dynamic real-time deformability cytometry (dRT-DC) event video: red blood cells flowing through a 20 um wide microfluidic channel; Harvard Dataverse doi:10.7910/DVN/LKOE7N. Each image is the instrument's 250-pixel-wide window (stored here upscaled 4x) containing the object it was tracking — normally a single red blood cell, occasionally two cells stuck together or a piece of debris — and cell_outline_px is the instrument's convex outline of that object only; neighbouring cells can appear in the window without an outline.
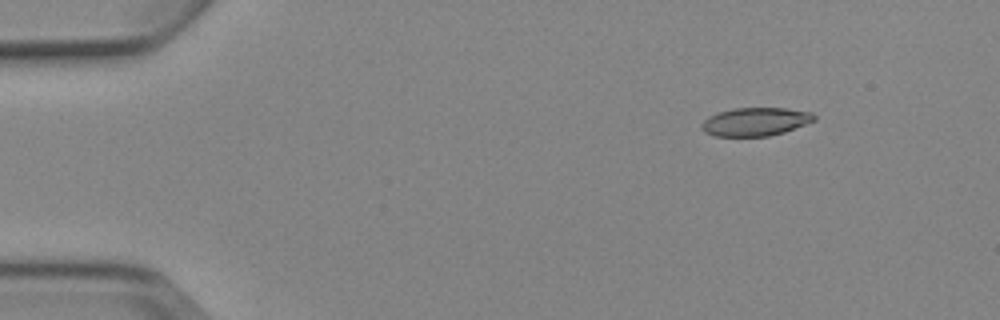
{"species": "Egyptian fruit bat (a non-hibernating species)", "species_latin": "Rousettus aegyptiacus", "temperature_condition": "cold", "stored_images_in_passage": 9, "camera_frame_rate_fps": 3000, "um_per_image_px": 0.085, "animal": {"sex": "female"}, "frame": {"image": 1, "passage_image": 2, "time_ms": 1.0, "image_size_px": [1000, 320], "cell_outline_px": [[816, 120], [784, 132], [768, 136], [712, 136], [704, 132], [700, 128], [700, 124], [708, 116], [720, 112], [736, 108], [784, 108], [812, 112], [816, 116]], "centroid_in_image_um": [64.19, 10.35], "position_along_channel_um": 20.8, "area_um2": 18.61}}
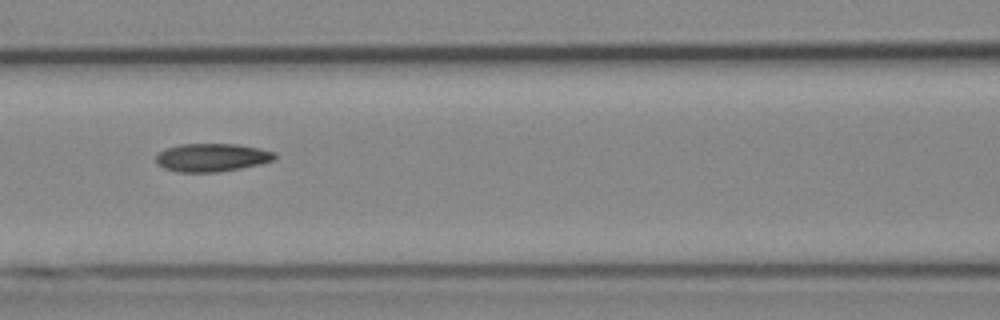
{"frame": {"image": 2, "passage_image": 7, "time_ms": 6.667, "image_size_px": [1000, 320], "cell_outline_px": [[276, 160], [260, 164], [220, 172], [176, 172], [164, 168], [156, 164], [156, 152], [164, 148], [180, 144], [236, 144], [260, 148], [276, 152]], "centroid_in_image_um": [17.99, 13.38], "position_along_channel_um": 148.6, "area_um2": 19.83}}
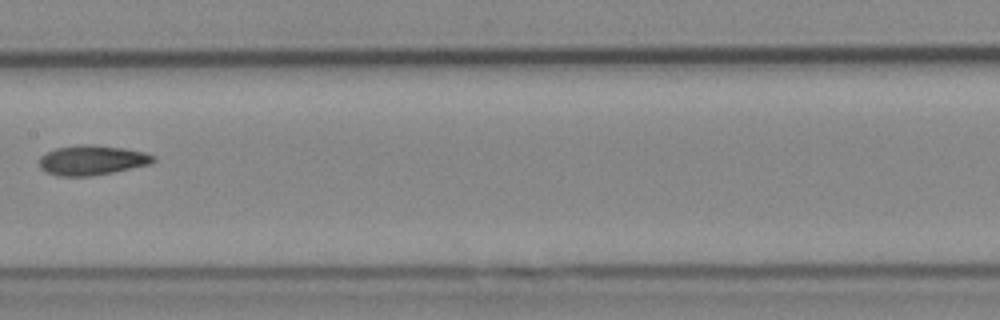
{"frame": {"image": 3, "passage_image": 8, "time_ms": 8.0, "image_size_px": [1000, 320], "cell_outline_px": [[156, 160], [152, 164], [92, 176], [56, 176], [44, 172], [40, 168], [40, 156], [56, 148], [80, 144], [92, 144], [124, 148], [144, 152], [156, 156]], "centroid_in_image_um": [7.83, 13.62], "position_along_channel_um": 199.6, "area_um2": 20.0}}